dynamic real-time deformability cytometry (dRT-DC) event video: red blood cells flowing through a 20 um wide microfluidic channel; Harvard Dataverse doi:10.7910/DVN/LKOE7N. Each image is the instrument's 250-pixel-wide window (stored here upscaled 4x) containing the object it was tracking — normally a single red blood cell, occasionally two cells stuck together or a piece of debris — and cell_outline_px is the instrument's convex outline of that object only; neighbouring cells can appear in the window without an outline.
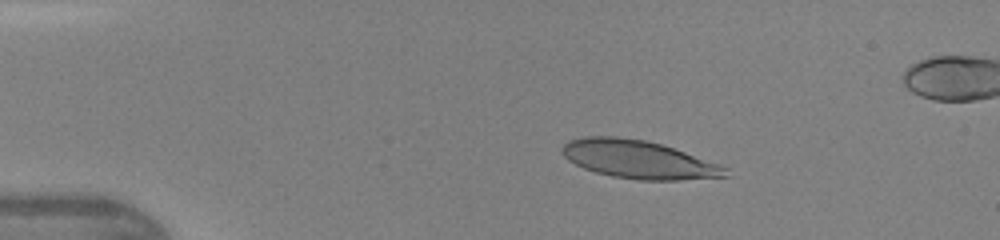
{"species": "human", "species_latin": "Homo sapiens", "temperature_condition": "warm", "stored_images_in_passage": 46, "camera_frame_rate_fps": 3000, "um_per_image_px": 0.085, "donor": {"sex": "female"}, "frame": {"image": 1, "passage_image": 8, "time_ms": 2.333, "image_size_px": [1000, 240], "cell_outline_px": [[732, 176], [680, 180], [640, 180], [612, 176], [596, 172], [584, 168], [568, 160], [564, 156], [564, 144], [568, 140], [584, 136], [616, 136], [648, 140], [720, 164], [728, 168]], "centroid_in_image_um": [54.31, 13.56], "position_along_channel_um": 30.7, "area_um2": 36.24}}
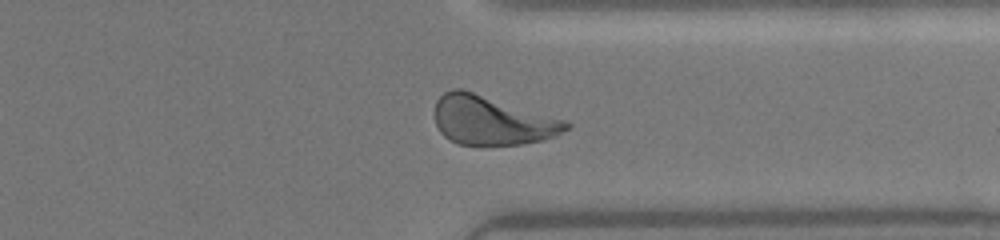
{"frame": {"image": 2, "passage_image": 36, "time_ms": 11.667, "image_size_px": [1000, 240], "cell_outline_px": [[572, 128], [556, 136], [544, 140], [520, 144], [456, 144], [448, 140], [440, 132], [436, 124], [436, 100], [444, 92], [452, 88], [460, 88], [568, 120], [572, 124]], "centroid_in_image_um": [41.86, 10.23], "position_along_channel_um": 369.5, "area_um2": 37.69}}
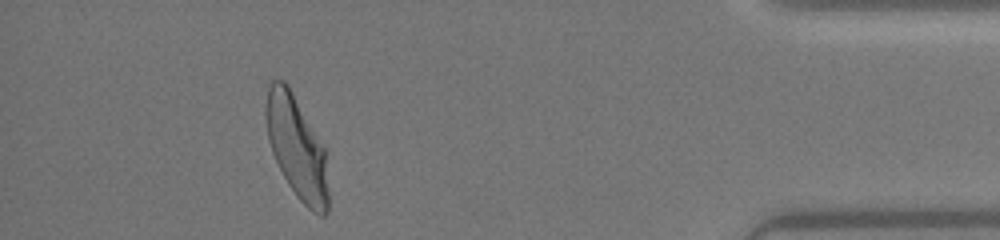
{"frame": {"image": 3, "passage_image": 42, "time_ms": 13.667, "image_size_px": [1000, 240], "cell_outline_px": [[328, 212], [324, 216], [320, 216], [312, 212], [296, 196], [288, 184], [272, 152], [268, 140], [264, 116], [264, 108], [268, 88], [272, 80], [284, 80], [288, 84], [324, 148], [328, 188]], "centroid_in_image_um": [25.2, 12.53], "position_along_channel_um": 410.0, "area_um2": 37.11}}